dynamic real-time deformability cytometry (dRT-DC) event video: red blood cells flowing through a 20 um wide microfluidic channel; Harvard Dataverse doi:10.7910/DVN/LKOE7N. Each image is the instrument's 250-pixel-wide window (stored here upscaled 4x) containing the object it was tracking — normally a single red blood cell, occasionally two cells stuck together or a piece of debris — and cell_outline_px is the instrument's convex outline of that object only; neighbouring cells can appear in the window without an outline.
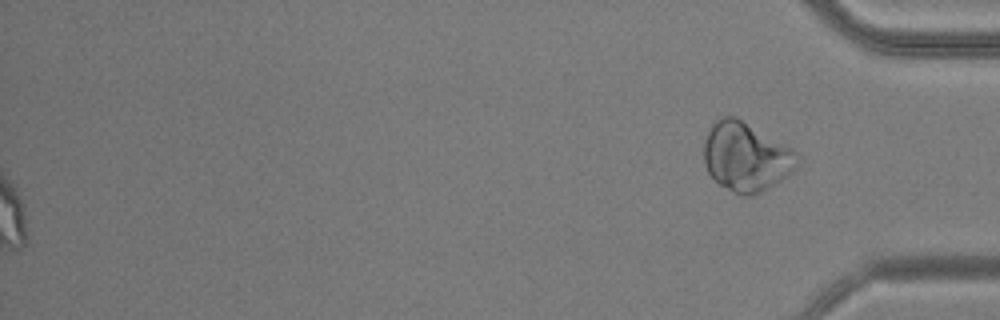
{"species": "common noctule bat (a hibernating species)", "species_latin": "Nyctalus noctula", "temperature_condition": "warm", "stored_images_in_passage": 54, "segment_of_instrument_passage": [2, 2], "camera_frame_rate_fps": 3000, "um_per_image_px": 0.085, "animal": {"sex": "male", "body_mass_g": 20.5, "forearm_length_mm": 52.5}, "frame": {"image": 1, "passage_image": 54, "time_ms": 17.667, "image_size_px": [1000, 320], "cell_outline_px": [[800, 160], [796, 168], [792, 172], [780, 180], [760, 192], [752, 196], [740, 196], [732, 192], [720, 184], [708, 172], [704, 164], [704, 140], [712, 124], [716, 120], [724, 116], [736, 116], [792, 148], [800, 156]], "centroid_in_image_um": [63.42, 13.33], "position_along_channel_um": 371.8, "area_um2": 37.57}}